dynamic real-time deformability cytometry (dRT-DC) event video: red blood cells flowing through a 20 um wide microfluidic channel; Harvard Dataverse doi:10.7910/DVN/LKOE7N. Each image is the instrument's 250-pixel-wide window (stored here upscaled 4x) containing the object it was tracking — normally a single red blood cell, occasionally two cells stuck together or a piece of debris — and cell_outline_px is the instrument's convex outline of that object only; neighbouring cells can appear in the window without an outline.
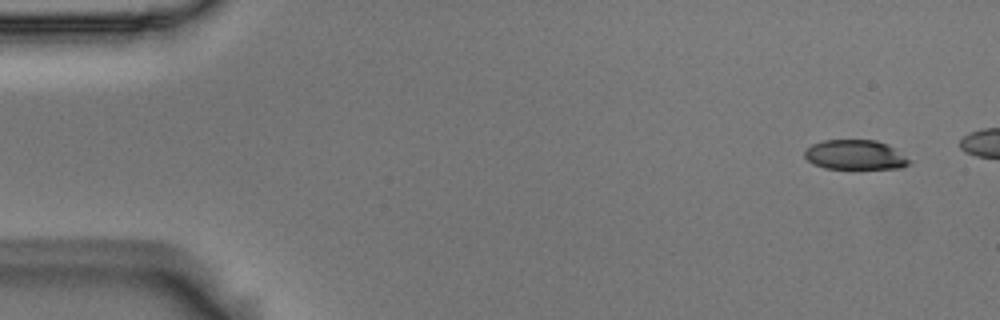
{"species": "Egyptian fruit bat (a non-hibernating species)", "species_latin": "Rousettus aegyptiacus", "temperature_condition": "room temperature", "stored_images_in_passage": 5, "camera_frame_rate_fps": 3000, "um_per_image_px": 0.085, "animal": {"sex": "male"}, "frame": {"image": 1, "passage_image": 1, "time_ms": 0.0, "image_size_px": [1000, 320], "cell_outline_px": [[912, 160], [908, 164], [900, 168], [824, 168], [812, 164], [804, 156], [804, 152], [812, 144], [824, 140], [876, 140], [888, 144]], "centroid_in_image_um": [72.69, 13.15], "position_along_channel_um": 12.3, "area_um2": 18.03}}